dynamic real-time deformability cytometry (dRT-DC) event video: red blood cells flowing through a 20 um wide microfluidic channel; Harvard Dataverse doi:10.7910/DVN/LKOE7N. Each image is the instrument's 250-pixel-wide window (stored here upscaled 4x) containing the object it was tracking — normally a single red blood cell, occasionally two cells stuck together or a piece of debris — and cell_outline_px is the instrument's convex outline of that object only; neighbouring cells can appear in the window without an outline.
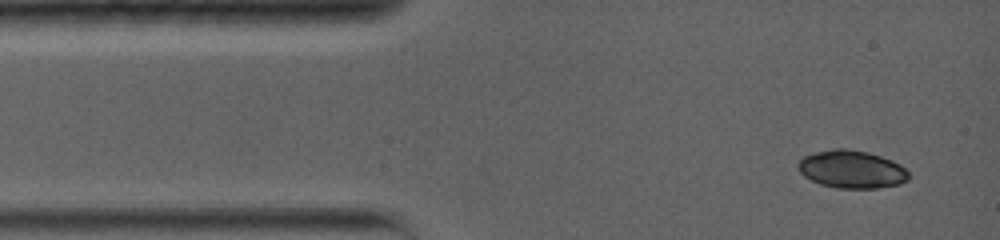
{"species": "common noctule bat (a hibernating species)", "species_latin": "Nyctalus noctula", "temperature_condition": "warm", "stored_images_in_passage": 24, "camera_frame_rate_fps": 5000, "um_per_image_px": 0.085, "animal": {"sex": "female", "body_mass_g": 19.0, "forearm_length_mm": 56.7}, "frame": {"image": 1, "passage_image": 1, "time_ms": 0.0, "image_size_px": [1000, 240], "cell_outline_px": [[908, 180], [900, 184], [876, 188], [836, 188], [820, 184], [804, 176], [800, 172], [796, 164], [804, 156], [816, 152], [832, 148], [848, 148], [868, 152], [892, 160], [900, 164], [908, 172]], "centroid_in_image_um": [72.38, 14.38], "position_along_channel_um": 12.6, "area_um2": 24.45}}
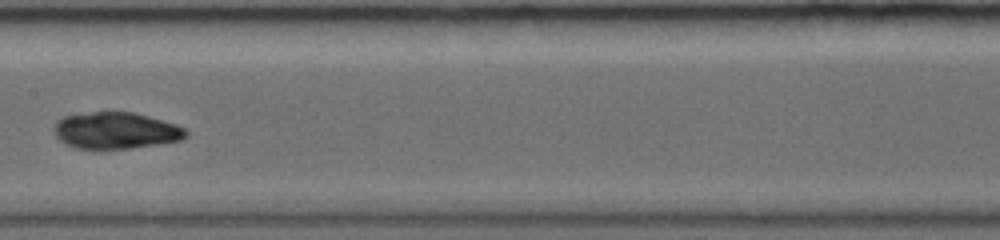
{"frame": {"image": 2, "passage_image": 11, "time_ms": 6.4, "image_size_px": [1000, 240], "cell_outline_px": [[188, 136], [180, 140], [132, 148], [76, 148], [64, 144], [56, 136], [56, 120], [64, 116], [92, 112], [132, 112], [148, 116], [176, 124], [184, 128], [188, 132]], "centroid_in_image_um": [9.86, 11.09], "position_along_channel_um": 197.5, "area_um2": 27.8}}
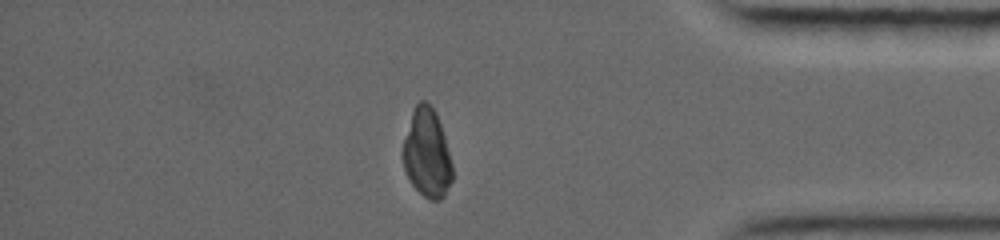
{"frame": {"image": 3, "passage_image": 21, "time_ms": 12.4, "image_size_px": [1000, 240], "cell_outline_px": [[452, 180], [444, 196], [440, 200], [432, 200], [424, 196], [412, 184], [404, 168], [404, 140], [412, 112], [416, 104], [420, 100], [424, 100], [436, 112], [444, 136], [452, 164]], "centroid_in_image_um": [36.31, 13.04], "position_along_channel_um": 398.9, "area_um2": 24.97}}